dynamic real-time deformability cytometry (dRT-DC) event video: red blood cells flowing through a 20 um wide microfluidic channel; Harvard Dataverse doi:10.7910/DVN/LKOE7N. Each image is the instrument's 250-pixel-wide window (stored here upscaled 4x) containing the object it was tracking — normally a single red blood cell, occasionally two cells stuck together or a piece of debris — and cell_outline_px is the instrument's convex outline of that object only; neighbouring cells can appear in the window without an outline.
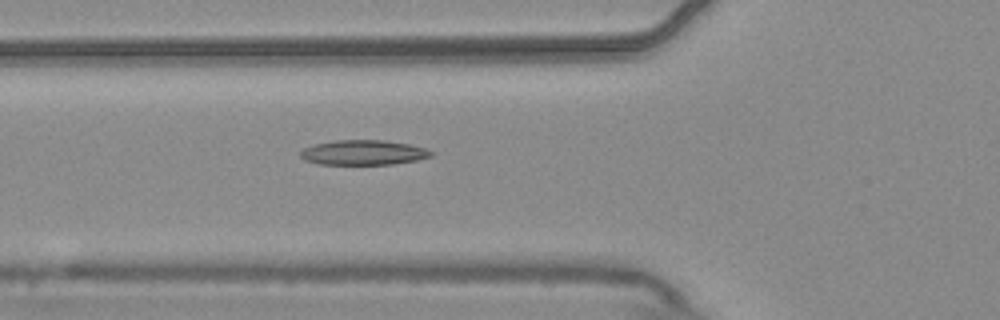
{"species": "common noctule bat (a hibernating species)", "species_latin": "Nyctalus noctula", "temperature_condition": "warm", "stored_images_in_passage": 6, "camera_frame_rate_fps": 3000, "um_per_image_px": 0.085, "animal": {"sex": "male", "body_mass_g": 20.4}, "frame": {"image": 1, "passage_image": 6, "time_ms": 1.667, "image_size_px": [1000, 320], "cell_outline_px": [[432, 156], [416, 160], [392, 164], [320, 164], [304, 160], [300, 156], [300, 152], [304, 148], [316, 144], [336, 140], [384, 140], [408, 144], [424, 148], [432, 152]], "centroid_in_image_um": [30.87, 12.96], "position_along_channel_um": 94.9, "area_um2": 18.73}}